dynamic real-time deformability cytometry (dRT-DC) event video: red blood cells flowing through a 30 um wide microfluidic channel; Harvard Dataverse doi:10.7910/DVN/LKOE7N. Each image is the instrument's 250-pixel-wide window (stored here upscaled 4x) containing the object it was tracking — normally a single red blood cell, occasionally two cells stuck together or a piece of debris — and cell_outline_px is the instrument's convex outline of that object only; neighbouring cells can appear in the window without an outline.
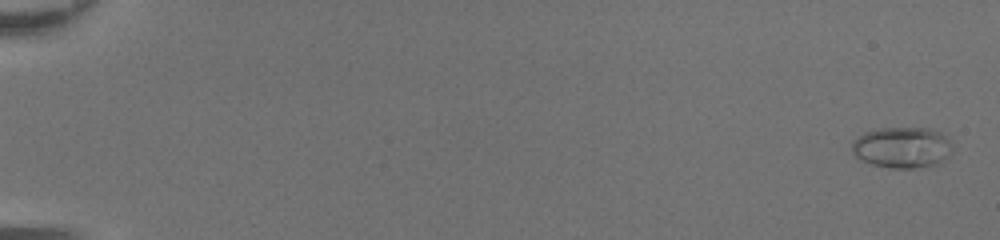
{"species": "common noctule bat (a hibernating species)", "species_latin": "Nyctalus noctula", "temperature_condition": "room temperature", "stored_images_in_passage": 50, "camera_frame_rate_fps": 3000, "um_per_image_px": 0.085, "animal": {"sex": "female", "body_mass_g": 20.0, "forearm_length_mm": 54.0}, "frame": {"image": 1, "passage_image": 2, "time_ms": 0.333, "image_size_px": [1000, 240], "cell_outline_px": [[952, 152], [944, 160], [936, 164], [912, 168], [888, 168], [872, 164], [860, 160], [852, 152], [852, 140], [864, 132], [880, 128], [932, 128], [940, 132], [952, 144]], "centroid_in_image_um": [76.66, 12.53], "position_along_channel_um": 8.3, "area_um2": 24.16}}
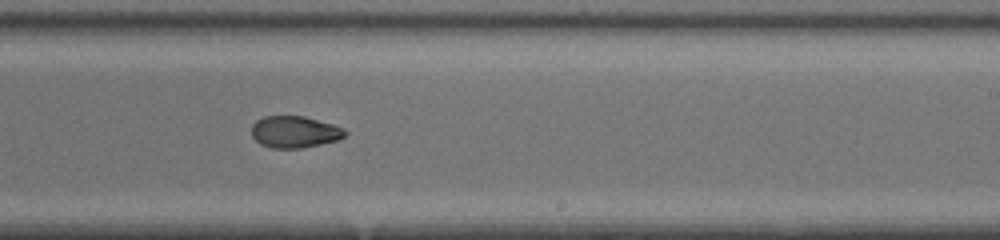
{"frame": {"image": 2, "passage_image": 33, "time_ms": 10.667, "image_size_px": [1000, 240], "cell_outline_px": [[348, 132], [340, 140], [300, 148], [272, 148], [260, 144], [252, 136], [252, 124], [256, 120], [264, 116], [304, 116], [332, 124], [344, 128]], "centroid_in_image_um": [25.05, 11.21], "position_along_channel_um": 264.0, "area_um2": 17.34}}
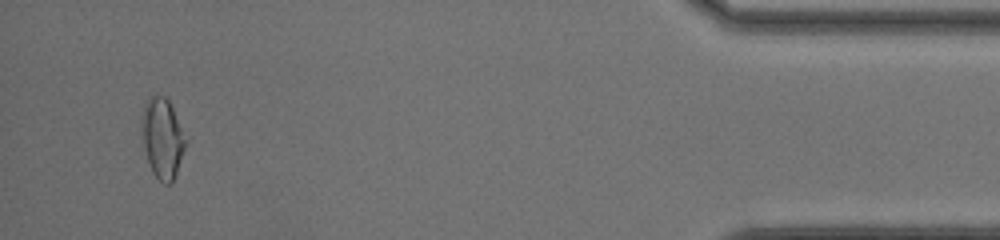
{"frame": {"image": 3, "passage_image": 48, "time_ms": 15.667, "image_size_px": [1000, 240], "cell_outline_px": [[184, 148], [176, 172], [172, 180], [168, 184], [164, 184], [152, 172], [140, 136], [140, 116], [144, 104], [148, 96], [152, 92], [168, 96], [180, 128], [184, 140]], "centroid_in_image_um": [13.71, 11.62], "position_along_channel_um": 421.5, "area_um2": 20.46}, "authors_computed_cell_mechanics": {"area_um2": 18.7272, "velocity_mm_per_s": 4.4077, "shape_relaxation_time_tau1_ms": 6.6091, "shape_relaxation_time_tau2_ms": 1.082, "deformation_change_tau1": 0.188, "deformation_change_tau2": 0.0501}}